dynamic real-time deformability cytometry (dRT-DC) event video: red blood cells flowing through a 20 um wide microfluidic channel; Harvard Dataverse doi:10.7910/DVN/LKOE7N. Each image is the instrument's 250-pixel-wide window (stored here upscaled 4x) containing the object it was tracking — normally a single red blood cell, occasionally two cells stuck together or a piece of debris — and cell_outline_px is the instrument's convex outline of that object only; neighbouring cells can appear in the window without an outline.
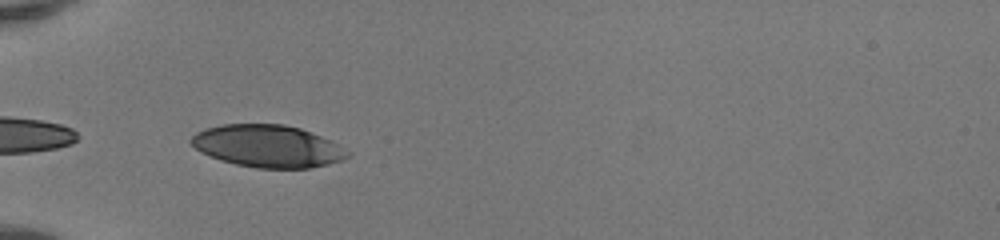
{"species": "human", "species_latin": "Homo sapiens", "temperature_condition": "room temperature", "stored_images_in_passage": 14, "camera_frame_rate_fps": 3000, "um_per_image_px": 0.085, "donor": {"sex": "female"}, "frame": {"image": 1, "passage_image": 1, "time_ms": 0.0, "image_size_px": [1000, 240], "cell_outline_px": [[352, 156], [344, 160], [328, 164], [308, 168], [256, 168], [236, 164], [220, 160], [200, 152], [188, 140], [196, 132], [204, 128], [224, 124], [284, 124], [300, 128], [332, 140], [352, 152]], "centroid_in_image_um": [22.79, 12.42], "position_along_channel_um": 62.2, "area_um2": 38.9}}
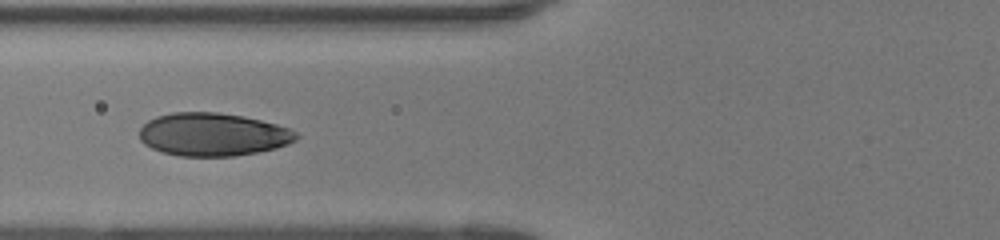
{"frame": {"image": 2, "passage_image": 5, "time_ms": 1.333, "image_size_px": [1000, 240], "cell_outline_px": [[300, 136], [296, 140], [288, 144], [276, 148], [256, 152], [232, 156], [180, 156], [160, 152], [144, 144], [140, 140], [140, 128], [148, 120], [156, 116], [172, 112], [216, 112], [244, 116], [276, 124], [288, 128], [296, 132]], "centroid_in_image_um": [18.08, 11.43], "position_along_channel_um": 107.7, "area_um2": 39.42}}
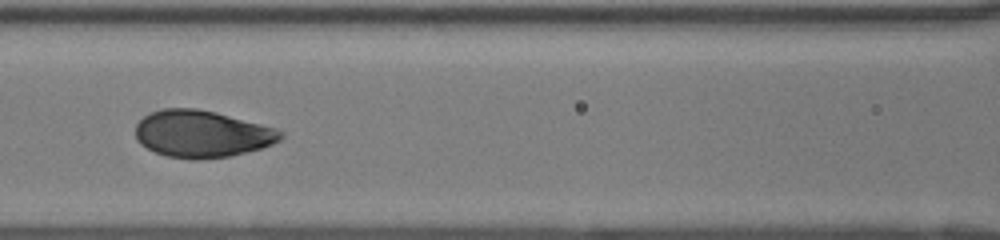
{"frame": {"image": 3, "passage_image": 8, "time_ms": 2.333, "image_size_px": [1000, 240], "cell_outline_px": [[284, 136], [280, 140], [272, 144], [260, 148], [228, 156], [200, 160], [192, 160], [164, 156], [140, 144], [136, 140], [136, 124], [144, 116], [152, 112], [164, 108], [196, 108], [216, 112], [276, 128], [284, 132]], "centroid_in_image_um": [17.15, 11.38], "position_along_channel_um": 149.5, "area_um2": 39.82}}